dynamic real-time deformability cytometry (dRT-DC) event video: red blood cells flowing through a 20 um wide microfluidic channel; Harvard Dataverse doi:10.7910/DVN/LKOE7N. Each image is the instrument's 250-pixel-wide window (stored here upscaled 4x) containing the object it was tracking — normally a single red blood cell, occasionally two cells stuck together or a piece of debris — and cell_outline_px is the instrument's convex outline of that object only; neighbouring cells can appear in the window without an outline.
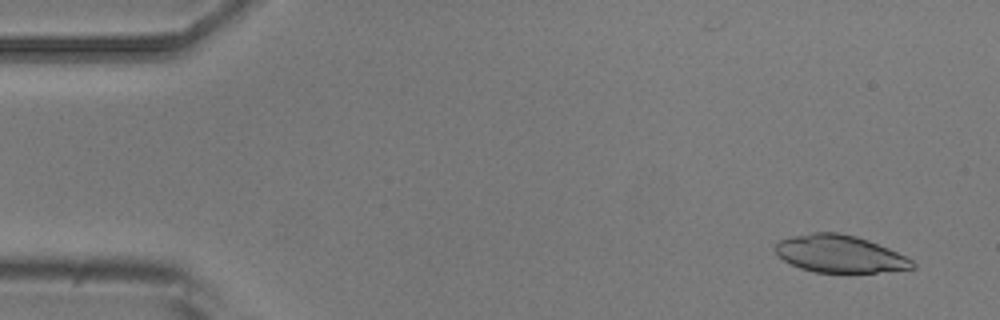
{"species": "common noctule bat (a hibernating species)", "species_latin": "Nyctalus noctula", "temperature_condition": "room temperature", "stored_images_in_passage": 5, "camera_frame_rate_fps": 3000, "um_per_image_px": 0.085, "animal": {"sex": "male", "body_mass_g": 20.5, "forearm_length_mm": 52.5}, "frame": {"image": 1, "passage_image": 1, "time_ms": 0.0, "image_size_px": [1000, 320], "cell_outline_px": [[916, 268], [876, 272], [816, 272], [800, 268], [784, 260], [776, 252], [776, 244], [780, 240], [792, 236], [812, 232], [840, 232], [856, 236], [868, 240], [888, 248], [912, 260], [916, 264]], "centroid_in_image_um": [71.39, 21.57], "position_along_channel_um": 13.6, "area_um2": 29.54}}